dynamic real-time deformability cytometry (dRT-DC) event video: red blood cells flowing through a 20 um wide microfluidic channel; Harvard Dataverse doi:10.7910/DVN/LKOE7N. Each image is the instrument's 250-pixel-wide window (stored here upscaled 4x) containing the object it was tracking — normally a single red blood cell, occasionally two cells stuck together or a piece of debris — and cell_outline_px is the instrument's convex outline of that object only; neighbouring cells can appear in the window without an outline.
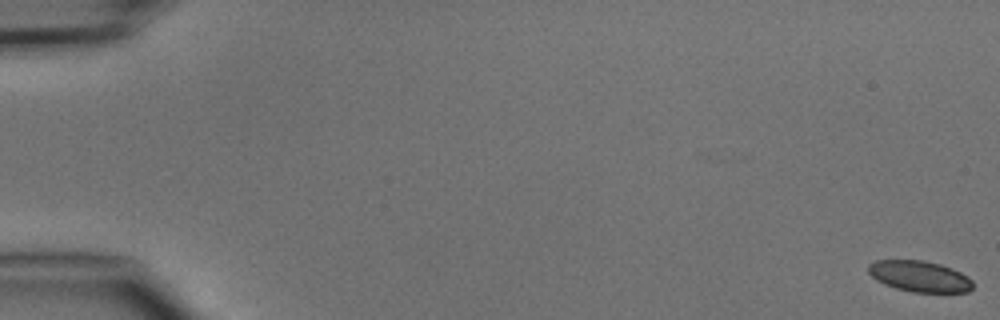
{"species": "common noctule bat (a hibernating species)", "species_latin": "Nyctalus noctula", "temperature_condition": "cold", "stored_images_in_passage": 5, "camera_frame_rate_fps": 3000, "um_per_image_px": 0.085, "animal": {"sex": "male", "body_mass_g": 15.6}, "frame": {"image": 1, "passage_image": 1, "time_ms": 0.0, "image_size_px": [1000, 320], "cell_outline_px": [[972, 288], [968, 292], [912, 292], [896, 288], [884, 284], [876, 280], [868, 272], [868, 264], [876, 260], [924, 260], [940, 264], [952, 268], [968, 276], [972, 280]], "centroid_in_image_um": [78.16, 23.48], "position_along_channel_um": 6.8, "area_um2": 18.96}}
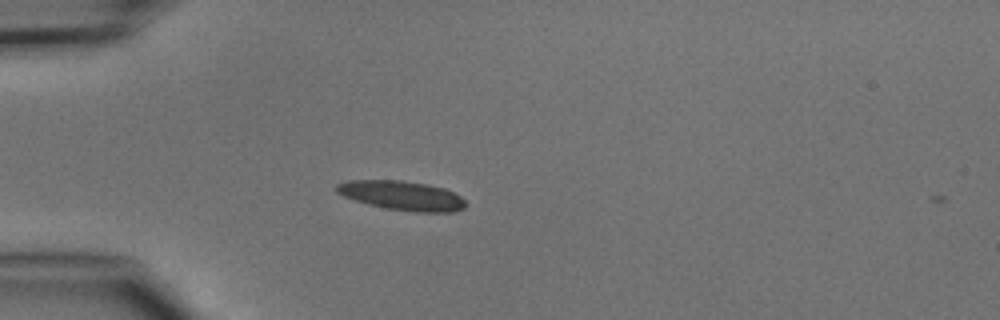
{"frame": {"image": 2, "passage_image": 4, "time_ms": 4.667, "image_size_px": [1000, 320], "cell_outline_px": [[468, 204], [464, 208], [452, 212], [416, 212], [388, 208], [368, 204], [344, 196], [336, 192], [336, 184], [348, 180], [400, 180], [428, 184], [444, 188], [460, 196]], "centroid_in_image_um": [34.18, 16.61], "position_along_channel_um": 50.8, "area_um2": 21.96}}